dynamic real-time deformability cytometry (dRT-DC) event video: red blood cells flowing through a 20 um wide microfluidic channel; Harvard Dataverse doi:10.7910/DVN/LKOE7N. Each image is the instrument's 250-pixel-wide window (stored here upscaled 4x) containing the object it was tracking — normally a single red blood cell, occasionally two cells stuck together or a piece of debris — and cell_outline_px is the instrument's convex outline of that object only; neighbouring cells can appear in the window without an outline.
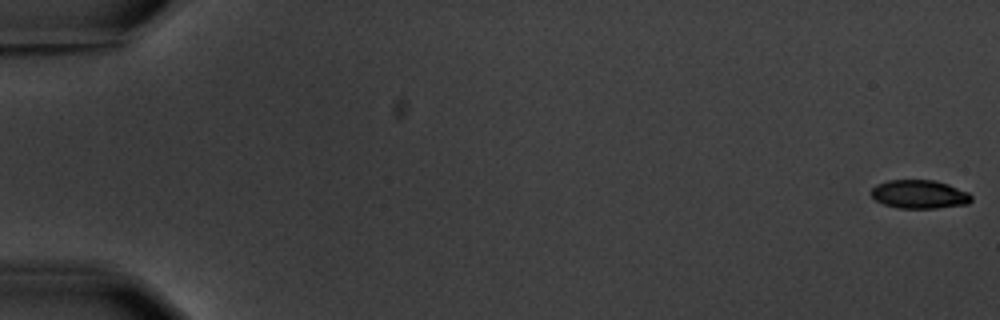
{"species": "common noctule bat (a hibernating species)", "species_latin": "Nyctalus noctula", "temperature_condition": "warm", "stored_images_in_passage": 6, "camera_frame_rate_fps": 3000, "um_per_image_px": 0.085, "animal": {"sex": "male", "body_mass_g": 20.1, "forearm_length_mm": 53.5}, "frame": {"image": 1, "passage_image": 1, "time_ms": 0.0, "image_size_px": [1000, 320], "cell_outline_px": [[972, 200], [968, 204], [936, 208], [896, 208], [884, 204], [876, 200], [872, 196], [872, 188], [876, 184], [888, 180], [932, 180], [948, 184], [968, 192], [972, 196]], "centroid_in_image_um": [78.15, 16.51], "position_along_channel_um": 6.8, "area_um2": 16.65}}
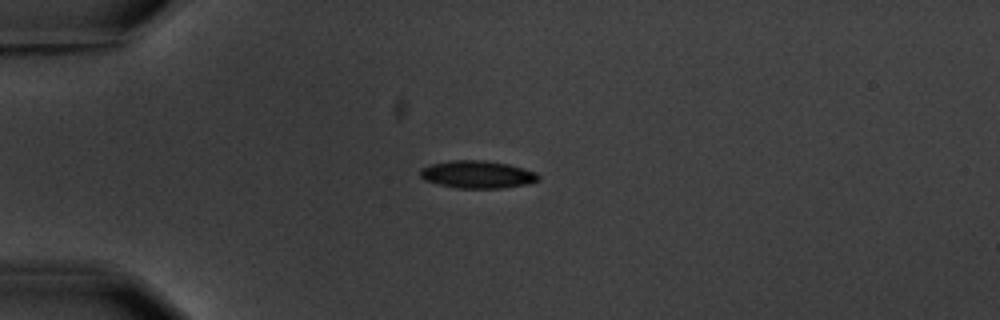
{"frame": {"image": 2, "passage_image": 5, "time_ms": 5.0, "image_size_px": [1000, 320], "cell_outline_px": [[540, 180], [528, 184], [500, 188], [456, 188], [424, 180], [420, 176], [420, 168], [432, 164], [452, 160], [484, 160], [508, 164], [536, 172], [540, 176]], "centroid_in_image_um": [40.59, 14.83], "position_along_channel_um": 44.4, "area_um2": 18.96}}